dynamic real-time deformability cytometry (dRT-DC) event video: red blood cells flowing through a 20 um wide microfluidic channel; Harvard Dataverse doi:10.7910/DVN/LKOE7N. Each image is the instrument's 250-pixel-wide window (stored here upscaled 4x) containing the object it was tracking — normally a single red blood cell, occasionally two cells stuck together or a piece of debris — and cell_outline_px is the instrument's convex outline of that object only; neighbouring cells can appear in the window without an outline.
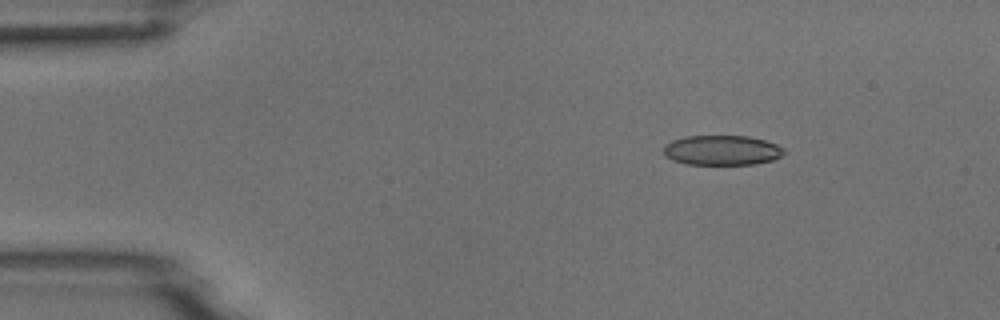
{"species": "common noctule bat (a hibernating species)", "species_latin": "Nyctalus noctula", "temperature_condition": "room temperature", "stored_images_in_passage": 5, "camera_frame_rate_fps": 3000, "um_per_image_px": 0.085, "animal": {"sex": "male", "body_mass_g": 18.8}, "frame": {"image": 1, "passage_image": 3, "time_ms": 2.0, "image_size_px": [1000, 320], "cell_outline_px": [[784, 152], [780, 156], [772, 160], [756, 164], [684, 164], [672, 160], [664, 156], [664, 144], [672, 140], [684, 136], [748, 136], [764, 140], [776, 144], [784, 148]], "centroid_in_image_um": [61.32, 12.77], "position_along_channel_um": 23.7, "area_um2": 21.04}}